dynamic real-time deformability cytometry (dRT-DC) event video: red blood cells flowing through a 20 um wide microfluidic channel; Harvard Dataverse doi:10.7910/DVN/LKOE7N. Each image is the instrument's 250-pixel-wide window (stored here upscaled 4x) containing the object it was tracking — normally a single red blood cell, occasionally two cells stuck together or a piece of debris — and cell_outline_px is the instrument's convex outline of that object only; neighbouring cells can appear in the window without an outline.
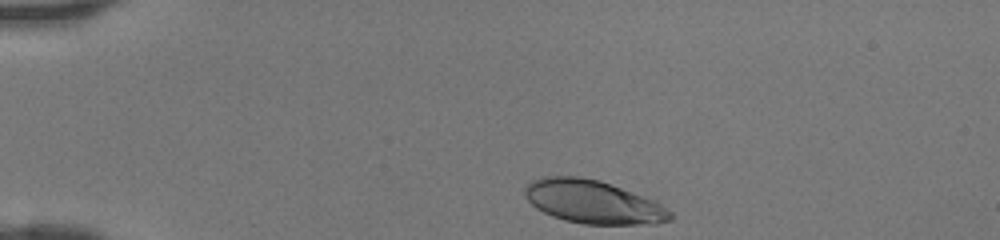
{"species": "human", "species_latin": "Homo sapiens", "temperature_condition": "room temperature", "stored_images_in_passage": 31, "camera_frame_rate_fps": 3000, "um_per_image_px": 0.085, "donor": {"sex": "female"}, "frame": {"image": 1, "passage_image": 1, "time_ms": 0.0, "image_size_px": [1000, 240], "cell_outline_px": [[676, 216], [672, 220], [656, 224], [584, 224], [564, 220], [552, 216], [536, 208], [524, 196], [524, 188], [532, 180], [544, 176], [580, 176], [600, 180], [632, 192], [652, 200], [660, 204], [672, 212]], "centroid_in_image_um": [50.41, 17.16], "position_along_channel_um": 34.6, "area_um2": 36.7}}
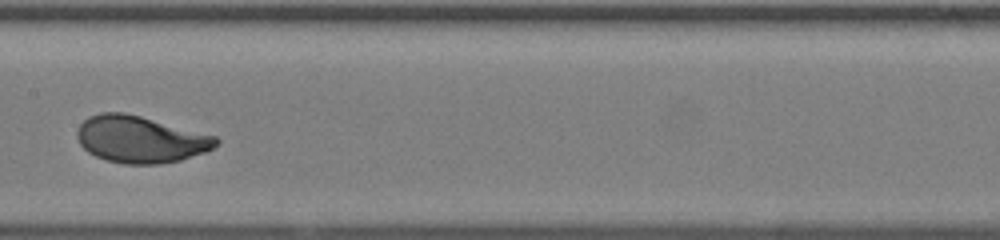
{"frame": {"image": 2, "passage_image": 16, "time_ms": 5.0, "image_size_px": [1000, 240], "cell_outline_px": [[220, 144], [208, 152], [180, 160], [160, 164], [124, 164], [108, 160], [96, 156], [88, 152], [80, 144], [76, 136], [76, 132], [80, 124], [88, 116], [100, 112], [124, 112], [140, 116], [216, 136], [220, 140]], "centroid_in_image_um": [11.95, 11.85], "position_along_channel_um": 195.5, "area_um2": 38.09}}
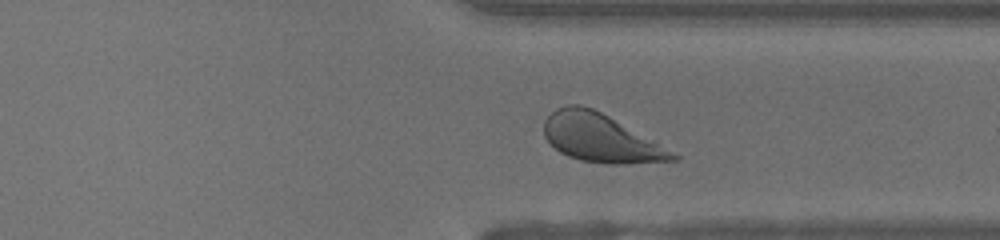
{"frame": {"image": 3, "passage_image": 27, "time_ms": 8.667, "image_size_px": [1000, 240], "cell_outline_px": [[680, 160], [628, 164], [608, 164], [580, 160], [568, 156], [560, 152], [544, 136], [544, 120], [556, 108], [568, 104], [580, 104], [592, 108], [608, 116], [680, 156]], "centroid_in_image_um": [51.02, 11.74], "position_along_channel_um": 360.4, "area_um2": 35.6}}